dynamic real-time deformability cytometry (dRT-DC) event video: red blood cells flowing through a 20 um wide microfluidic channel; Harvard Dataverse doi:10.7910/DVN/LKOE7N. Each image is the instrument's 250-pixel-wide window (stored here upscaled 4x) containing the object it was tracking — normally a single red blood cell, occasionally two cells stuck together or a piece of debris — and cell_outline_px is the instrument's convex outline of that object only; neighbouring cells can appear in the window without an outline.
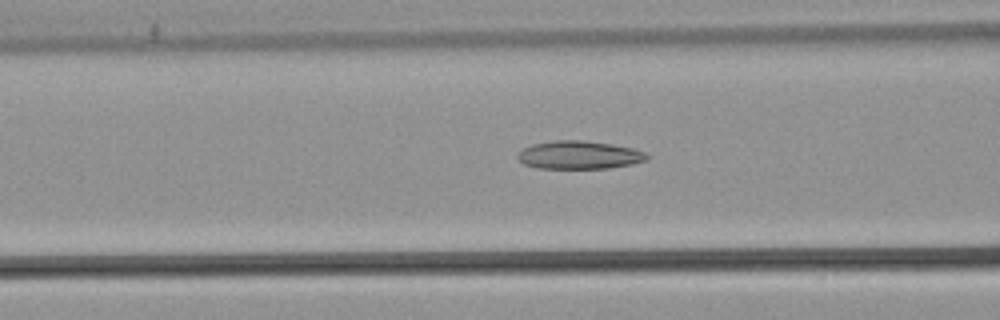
{"species": "common noctule bat (a hibernating species)", "species_latin": "Nyctalus noctula", "temperature_condition": "warm", "stored_images_in_passage": 30, "camera_frame_rate_fps": 3000, "um_per_image_px": 0.085, "animal": {"sex": "male", "body_mass_g": 21.5, "forearm_length_mm": 52.0}, "frame": {"image": 1, "passage_image": 9, "time_ms": 2.667, "image_size_px": [1000, 320], "cell_outline_px": [[652, 156], [648, 160], [632, 164], [608, 168], [536, 168], [524, 164], [516, 156], [524, 148], [532, 144], [556, 140], [584, 140], [612, 144], [632, 148], [644, 152]], "centroid_in_image_um": [49.26, 13.17], "position_along_channel_um": 117.3, "area_um2": 21.21}}
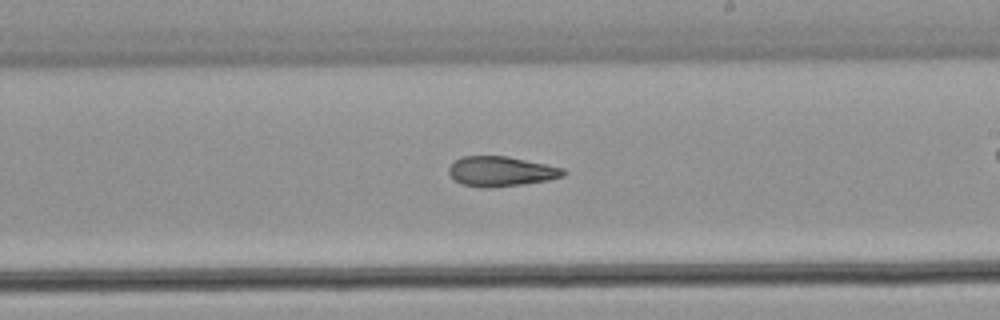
{"frame": {"image": 2, "passage_image": 19, "time_ms": 6.0, "image_size_px": [1000, 320], "cell_outline_px": [[568, 172], [564, 176], [548, 180], [520, 184], [488, 188], [480, 188], [460, 184], [448, 172], [448, 168], [460, 156], [508, 156], [564, 168]], "centroid_in_image_um": [42.59, 14.56], "position_along_channel_um": 246.4, "area_um2": 20.0}}
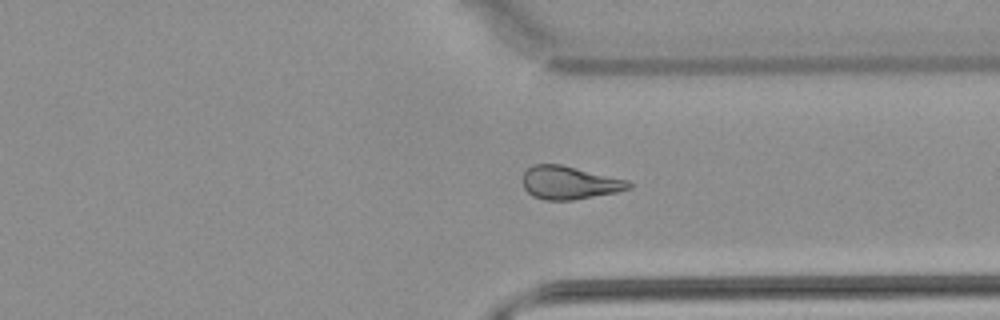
{"frame": {"image": 3, "passage_image": 28, "time_ms": 9.0, "image_size_px": [1000, 320], "cell_outline_px": [[632, 188], [616, 192], [572, 200], [544, 200], [532, 196], [524, 188], [524, 172], [532, 164], [560, 164], [628, 180], [632, 184]], "centroid_in_image_um": [48.4, 15.53], "position_along_channel_um": 363.0, "area_um2": 20.35}}